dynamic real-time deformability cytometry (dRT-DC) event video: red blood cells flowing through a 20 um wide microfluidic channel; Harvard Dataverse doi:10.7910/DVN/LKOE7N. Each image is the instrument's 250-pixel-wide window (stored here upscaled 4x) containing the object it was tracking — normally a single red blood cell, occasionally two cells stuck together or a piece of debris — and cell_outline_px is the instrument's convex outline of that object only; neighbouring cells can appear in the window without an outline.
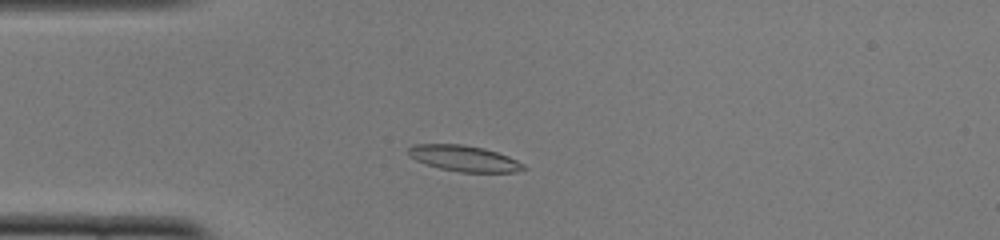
{"species": "common noctule bat (a hibernating species)", "species_latin": "Nyctalus noctula", "temperature_condition": "cold", "stored_images_in_passage": 41, "camera_frame_rate_fps": 3000, "um_per_image_px": 0.085, "animal": {"sex": "female", "body_mass_g": 22.0, "forearm_length_mm": 56.7}, "frame": {"image": 1, "passage_image": 3, "time_ms": 0.667, "image_size_px": [1000, 240], "cell_outline_px": [[528, 168], [516, 172], [460, 172], [440, 168], [424, 164], [408, 156], [408, 148], [416, 144], [464, 144], [484, 148], [508, 156], [524, 164]], "centroid_in_image_um": [39.44, 13.46], "position_along_channel_um": 45.6, "area_um2": 17.46}}
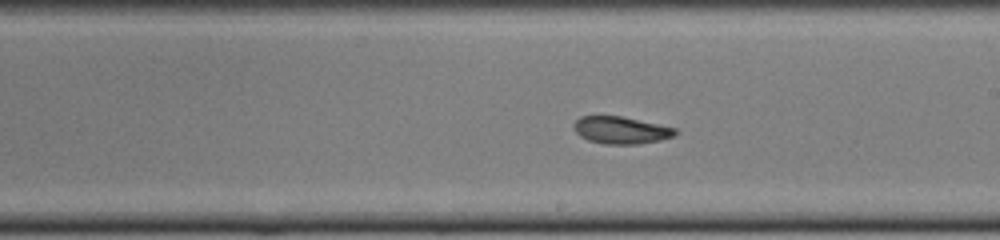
{"frame": {"image": 2, "passage_image": 19, "time_ms": 6.0, "image_size_px": [1000, 240], "cell_outline_px": [[676, 132], [672, 136], [660, 140], [636, 144], [604, 144], [588, 140], [580, 136], [576, 132], [576, 120], [580, 116], [620, 116], [676, 128]], "centroid_in_image_um": [52.77, 11.07], "position_along_channel_um": 236.2, "area_um2": 15.72}}
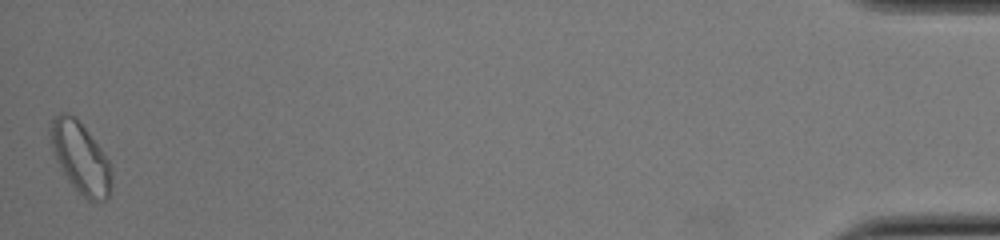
{"frame": {"image": 3, "passage_image": 41, "time_ms": 13.333, "image_size_px": [1000, 240], "cell_outline_px": [[112, 188], [108, 196], [104, 200], [88, 200], [68, 180], [56, 160], [52, 148], [48, 128], [52, 120], [60, 112], [64, 112], [72, 116], [84, 128], [104, 152], [112, 164]], "centroid_in_image_um": [6.86, 13.41], "position_along_channel_um": 428.3, "area_um2": 24.97}, "authors_computed_cell_mechanics": {"area_um2": 16.9932, "velocity_mm_per_s": 3.8747, "shape_relaxation_time_tau1_ms": 4.2984, "shape_relaxation_time_tau2_ms": 3.2137, "deformation_change_tau1": 0.1289, "deformation_change_tau2": 0.0772}}